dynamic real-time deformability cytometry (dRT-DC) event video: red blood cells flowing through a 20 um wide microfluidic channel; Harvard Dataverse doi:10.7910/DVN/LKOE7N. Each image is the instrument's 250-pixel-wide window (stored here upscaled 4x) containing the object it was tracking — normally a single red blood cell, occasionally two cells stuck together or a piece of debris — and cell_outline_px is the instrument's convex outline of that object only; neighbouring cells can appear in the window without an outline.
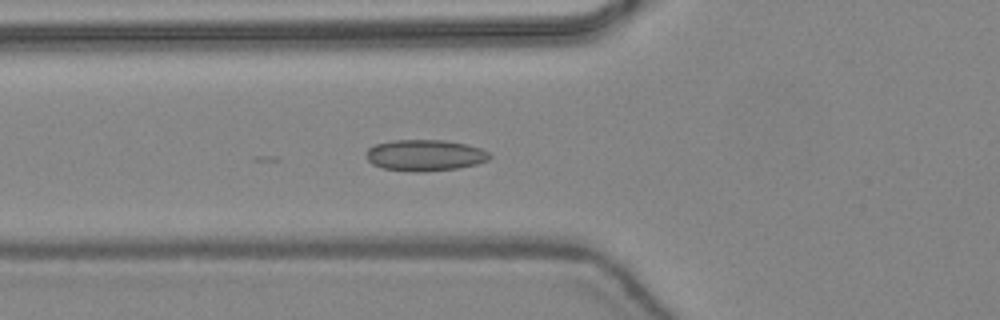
{"species": "common noctule bat (a hibernating species)", "species_latin": "Nyctalus noctula", "temperature_condition": "warm", "stored_images_in_passage": 47, "camera_frame_rate_fps": 3000, "um_per_image_px": 0.085, "animal": {"sex": "female", "body_mass_g": 24.6, "forearm_length_mm": 56.2}, "frame": {"image": 1, "passage_image": 18, "time_ms": 5.667, "image_size_px": [1000, 320], "cell_outline_px": [[492, 156], [488, 160], [476, 164], [456, 168], [420, 172], [412, 172], [380, 168], [372, 164], [368, 160], [368, 148], [376, 144], [392, 140], [444, 140], [468, 144], [480, 148], [488, 152]], "centroid_in_image_um": [36.12, 13.2], "position_along_channel_um": 89.7, "area_um2": 22.48}}
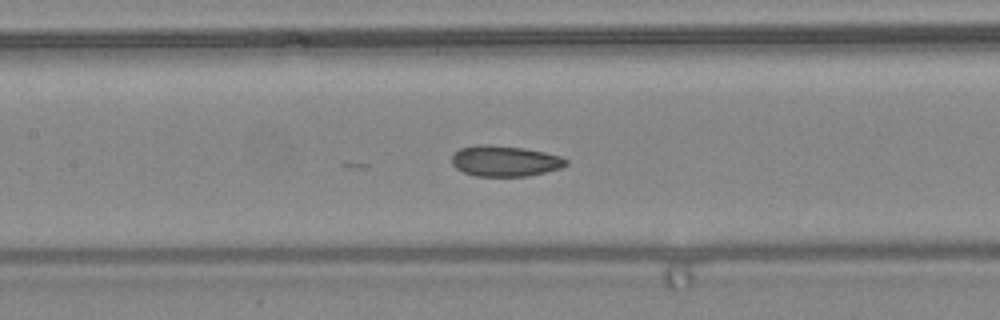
{"frame": {"image": 2, "passage_image": 23, "time_ms": 7.333, "image_size_px": [1000, 320], "cell_outline_px": [[568, 164], [560, 168], [528, 176], [476, 176], [464, 172], [456, 168], [452, 164], [452, 156], [460, 148], [476, 144], [488, 144], [524, 148], [544, 152], [560, 156], [568, 160]], "centroid_in_image_um": [42.91, 13.68], "position_along_channel_um": 164.5, "area_um2": 20.46}}
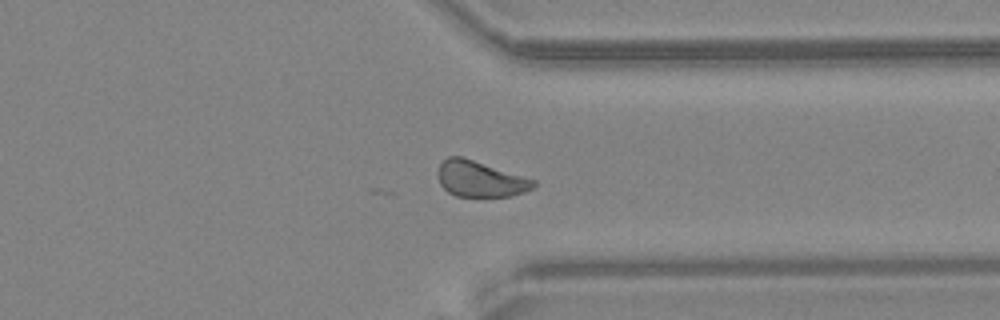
{"frame": {"image": 3, "passage_image": 37, "time_ms": 12.0, "image_size_px": [1000, 320], "cell_outline_px": [[536, 184], [532, 188], [524, 192], [512, 196], [456, 196], [448, 192], [440, 184], [440, 164], [448, 156], [464, 156], [536, 180]], "centroid_in_image_um": [40.85, 15.2], "position_along_channel_um": 370.5, "area_um2": 19.88}}